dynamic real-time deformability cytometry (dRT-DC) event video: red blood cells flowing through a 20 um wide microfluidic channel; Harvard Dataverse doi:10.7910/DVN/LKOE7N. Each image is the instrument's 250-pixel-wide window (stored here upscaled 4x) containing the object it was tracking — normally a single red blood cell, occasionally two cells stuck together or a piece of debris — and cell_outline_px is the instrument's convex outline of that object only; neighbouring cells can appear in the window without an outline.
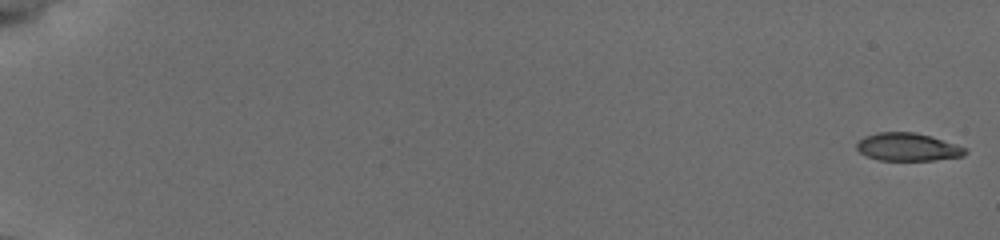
{"species": "common noctule bat (a hibernating species)", "species_latin": "Nyctalus noctula", "temperature_condition": "cold", "stored_images_in_passage": 56, "camera_frame_rate_fps": 3000, "um_per_image_px": 0.085, "animal": {"sex": "female", "body_mass_g": 19.5, "forearm_length_mm": 54.1}, "frame": {"image": 1, "passage_image": 1, "time_ms": 0.0, "image_size_px": [1000, 240], "cell_outline_px": [[968, 152], [964, 156], [932, 160], [880, 160], [868, 156], [860, 152], [856, 148], [856, 144], [864, 136], [876, 132], [916, 132], [932, 136], [968, 148]], "centroid_in_image_um": [77.19, 12.48], "position_along_channel_um": 7.8, "area_um2": 17.74}}
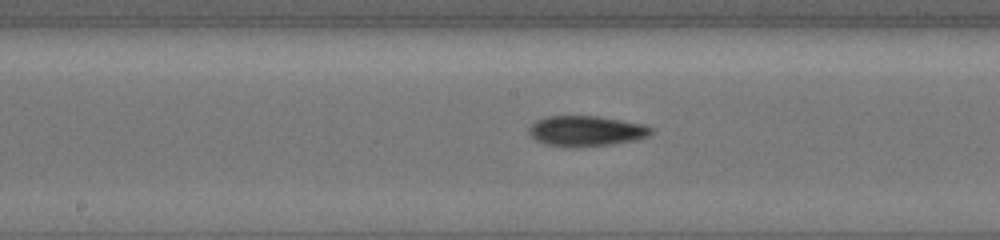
{"frame": {"image": 2, "passage_image": 32, "time_ms": 10.333, "image_size_px": [1000, 240], "cell_outline_px": [[652, 132], [648, 136], [636, 140], [608, 144], [576, 148], [544, 144], [536, 140], [528, 132], [528, 128], [536, 120], [544, 116], [600, 116], [644, 124], [652, 128]], "centroid_in_image_um": [49.8, 11.13], "position_along_channel_um": 198.4, "area_um2": 21.79}}
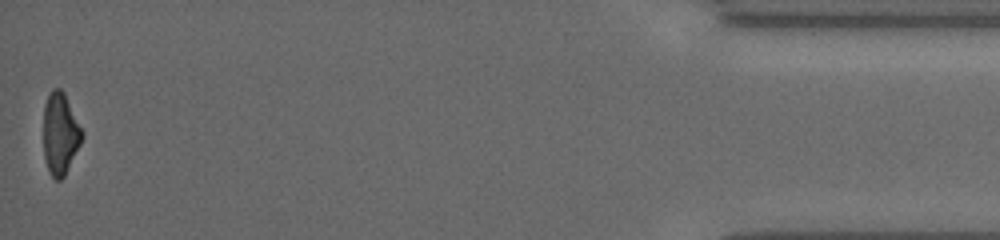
{"frame": {"image": 3, "passage_image": 56, "time_ms": 18.333, "image_size_px": [1000, 240], "cell_outline_px": [[84, 136], [64, 176], [60, 180], [56, 180], [52, 176], [48, 168], [44, 156], [44, 104], [52, 88], [60, 88], [64, 92], [84, 132]], "centroid_in_image_um": [5.13, 11.33], "position_along_channel_um": 430.1, "area_um2": 18.26}, "authors_computed_cell_mechanics": {"area_um2": 19.7387, "velocity_mm_per_s": 3.8458, "shape_relaxation_time_tau1_ms": 3.3577, "shape_relaxation_time_tau2_ms": 5.799, "deformation_change_tau1": 0.1492, "deformation_change_tau2": 0.1424}}